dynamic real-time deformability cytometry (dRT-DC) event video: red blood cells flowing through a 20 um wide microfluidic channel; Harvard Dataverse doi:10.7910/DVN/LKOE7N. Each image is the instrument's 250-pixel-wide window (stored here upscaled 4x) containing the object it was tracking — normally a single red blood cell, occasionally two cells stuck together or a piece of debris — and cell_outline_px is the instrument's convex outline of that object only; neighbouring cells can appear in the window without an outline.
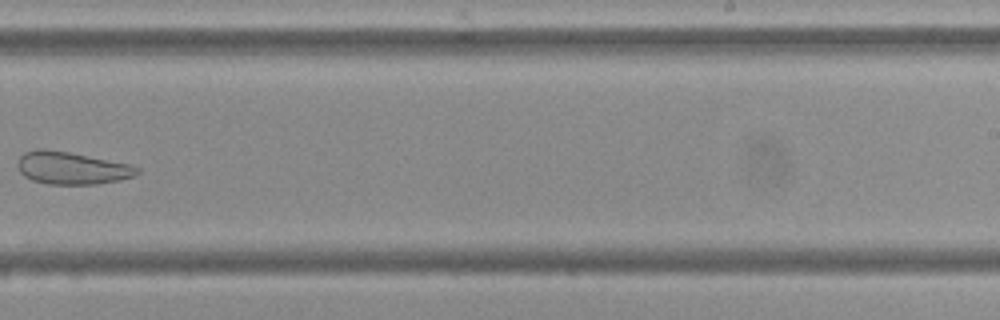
{"species": "Egyptian fruit bat (a non-hibernating species)", "species_latin": "Rousettus aegyptiacus", "temperature_condition": "cold", "stored_images_in_passage": 10, "camera_frame_rate_fps": 3000, "um_per_image_px": 0.085, "frame": {"image": 1, "passage_image": 9, "time_ms": 10.333, "image_size_px": [1000, 320], "cell_outline_px": [[140, 172], [136, 176], [120, 180], [96, 184], [48, 184], [32, 180], [24, 176], [16, 168], [16, 160], [24, 152], [40, 148], [68, 152], [132, 164], [140, 168]], "centroid_in_image_um": [6.1, 14.28], "position_along_channel_um": 282.9, "area_um2": 22.89}}